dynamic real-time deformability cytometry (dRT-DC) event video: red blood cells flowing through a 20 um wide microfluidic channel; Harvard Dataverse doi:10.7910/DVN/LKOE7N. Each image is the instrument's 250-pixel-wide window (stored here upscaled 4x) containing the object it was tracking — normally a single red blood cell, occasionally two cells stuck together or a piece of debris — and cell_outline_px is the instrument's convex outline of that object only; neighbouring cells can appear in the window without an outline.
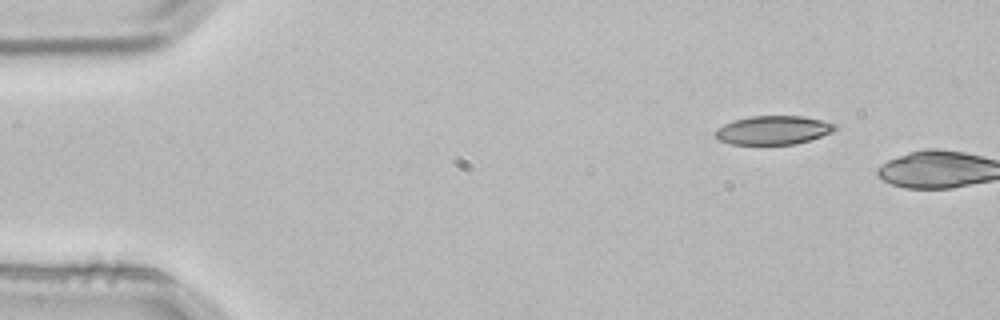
{"species": "common noctule bat (a hibernating species)", "species_latin": "Nyctalus noctula", "temperature_condition": "room temperature", "stored_images_in_passage": 2, "camera_frame_rate_fps": 3000, "um_per_image_px": 0.085, "animal": {"sex": "male", "body_mass_g": 21.5, "forearm_length_mm": 52.0}, "frame": {"image": 1, "passage_image": 1, "time_ms": 0.0, "image_size_px": [1000, 320], "cell_outline_px": [[836, 128], [832, 132], [812, 140], [796, 144], [732, 144], [716, 140], [712, 132], [716, 128], [732, 120], [752, 116], [804, 116], [836, 124]], "centroid_in_image_um": [65.67, 11.07], "position_along_channel_um": 19.3, "area_um2": 20.29}}